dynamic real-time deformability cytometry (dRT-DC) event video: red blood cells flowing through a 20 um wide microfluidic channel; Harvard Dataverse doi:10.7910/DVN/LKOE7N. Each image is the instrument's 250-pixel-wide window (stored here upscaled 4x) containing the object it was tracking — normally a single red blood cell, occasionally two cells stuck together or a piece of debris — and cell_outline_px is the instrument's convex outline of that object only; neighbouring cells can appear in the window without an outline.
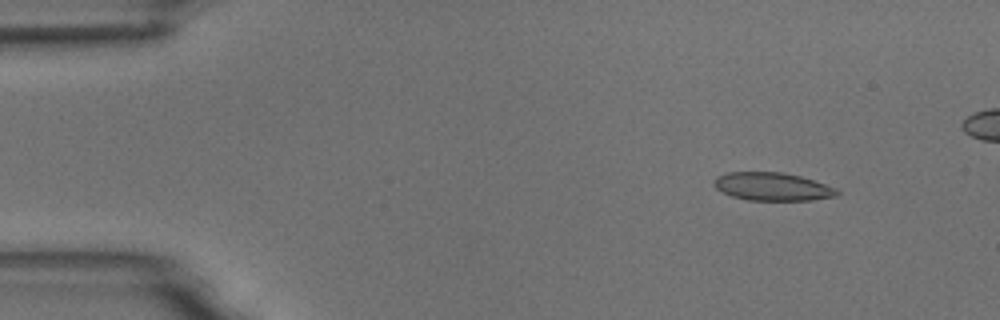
{"species": "common noctule bat (a hibernating species)", "species_latin": "Nyctalus noctula", "temperature_condition": "room temperature", "stored_images_in_passage": 6, "camera_frame_rate_fps": 3000, "um_per_image_px": 0.085, "animal": {"sex": "male", "body_mass_g": 18.8}, "frame": {"image": 1, "passage_image": 2, "time_ms": 1.333, "image_size_px": [1000, 320], "cell_outline_px": [[840, 196], [812, 200], [748, 200], [732, 196], [716, 188], [712, 184], [712, 180], [716, 176], [728, 172], [780, 172], [800, 176], [836, 188], [840, 192]], "centroid_in_image_um": [65.65, 15.86], "position_along_channel_um": 19.4, "area_um2": 20.17}}